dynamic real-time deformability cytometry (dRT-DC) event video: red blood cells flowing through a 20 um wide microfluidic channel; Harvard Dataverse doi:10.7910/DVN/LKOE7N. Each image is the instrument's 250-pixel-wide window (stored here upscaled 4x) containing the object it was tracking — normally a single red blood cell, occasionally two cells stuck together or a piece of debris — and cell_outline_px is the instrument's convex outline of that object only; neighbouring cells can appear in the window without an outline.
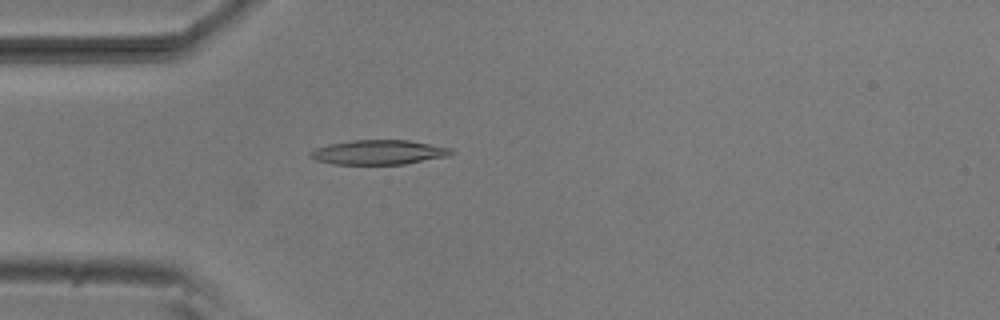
{"species": "common noctule bat (a hibernating species)", "species_latin": "Nyctalus noctula", "temperature_condition": "room temperature", "stored_images_in_passage": 49, "camera_frame_rate_fps": 3000, "um_per_image_px": 0.085, "animal": {"sex": "male", "body_mass_g": 20.5, "forearm_length_mm": 52.5}, "frame": {"image": 1, "passage_image": 14, "time_ms": 4.333, "image_size_px": [1000, 320], "cell_outline_px": [[456, 152], [448, 156], [404, 164], [332, 164], [316, 160], [308, 156], [308, 152], [316, 148], [328, 144], [352, 140], [408, 140], [452, 148]], "centroid_in_image_um": [32.17, 12.94], "position_along_channel_um": 52.8, "area_um2": 20.23}}
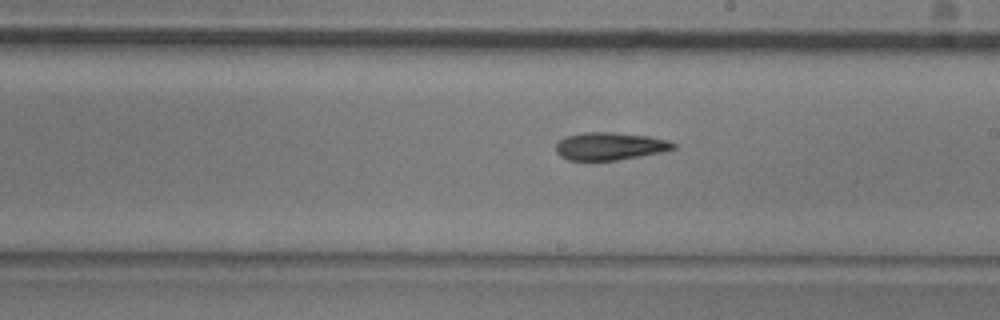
{"frame": {"image": 2, "passage_image": 29, "time_ms": 9.333, "image_size_px": [1000, 320], "cell_outline_px": [[676, 148], [660, 152], [640, 156], [616, 160], [568, 160], [560, 156], [556, 152], [556, 144], [560, 140], [568, 136], [584, 132], [612, 132], [648, 136], [668, 140], [676, 144]], "centroid_in_image_um": [51.84, 12.42], "position_along_channel_um": 237.2, "area_um2": 18.79}}
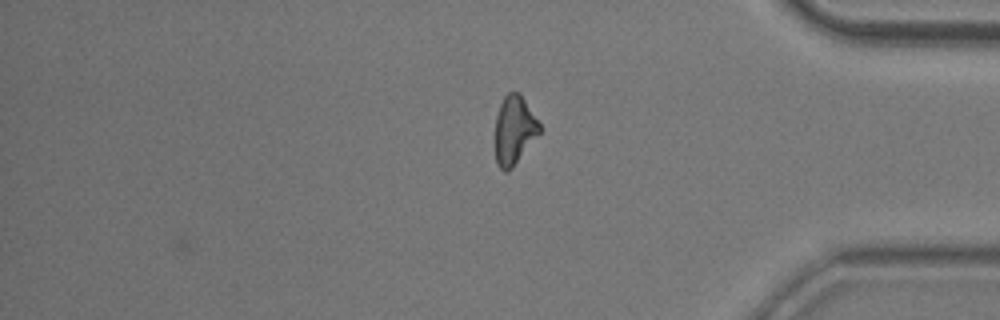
{"frame": {"image": 3, "passage_image": 43, "time_ms": 14.0, "image_size_px": [1000, 320], "cell_outline_px": [[540, 132], [512, 168], [508, 172], [504, 172], [496, 164], [492, 144], [496, 116], [500, 104], [504, 96], [508, 92], [520, 92], [540, 124]], "centroid_in_image_um": [43.64, 11.09], "position_along_channel_um": 391.6, "area_um2": 18.26}, "authors_computed_cell_mechanics": {"area_um2": 18.9584, "velocity_mm_per_s": 3.8077, "shape_relaxation_time_tau1_ms": 6.399, "shape_relaxation_time_tau2_ms": null, "deformation_change_tau1": 0.1752, "deformation_change_tau2": null}}